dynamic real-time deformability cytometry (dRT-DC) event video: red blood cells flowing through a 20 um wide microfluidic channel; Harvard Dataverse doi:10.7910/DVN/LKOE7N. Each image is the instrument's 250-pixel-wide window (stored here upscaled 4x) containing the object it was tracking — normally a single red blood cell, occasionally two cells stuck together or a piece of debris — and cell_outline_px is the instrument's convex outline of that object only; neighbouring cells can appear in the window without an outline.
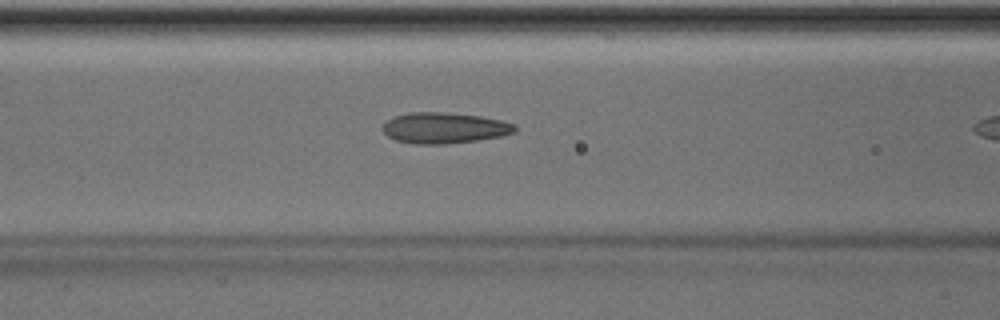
{"species": "Egyptian fruit bat (a non-hibernating species)", "species_latin": "Rousettus aegyptiacus", "temperature_condition": "room temperature", "stored_images_in_passage": 10, "camera_frame_rate_fps": 3000, "um_per_image_px": 0.085, "animal": {"sex": "male"}, "frame": {"image": 1, "passage_image": 9, "time_ms": 2.667, "image_size_px": [1000, 320], "cell_outline_px": [[516, 132], [500, 136], [476, 140], [444, 144], [416, 144], [396, 140], [388, 136], [384, 132], [384, 124], [388, 120], [396, 116], [408, 112], [448, 112], [480, 116], [500, 120], [516, 124]], "centroid_in_image_um": [37.79, 10.87], "position_along_channel_um": 128.8, "area_um2": 23.64}}